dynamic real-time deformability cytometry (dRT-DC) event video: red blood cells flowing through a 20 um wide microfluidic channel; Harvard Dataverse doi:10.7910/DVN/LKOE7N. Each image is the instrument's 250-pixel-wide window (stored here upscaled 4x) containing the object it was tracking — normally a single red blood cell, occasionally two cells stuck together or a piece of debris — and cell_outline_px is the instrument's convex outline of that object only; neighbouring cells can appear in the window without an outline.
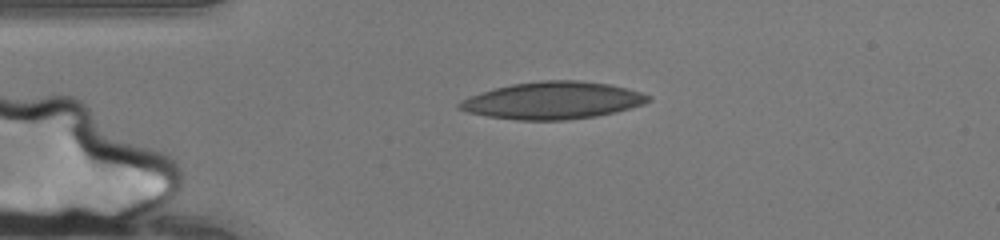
{"species": "human", "species_latin": "Homo sapiens", "temperature_condition": "warm", "stored_images_in_passage": 22, "camera_frame_rate_fps": 3000, "um_per_image_px": 0.085, "donor": {"sex": "female"}, "frame": {"image": 1, "passage_image": 6, "time_ms": 1.667, "image_size_px": [1000, 240], "cell_outline_px": [[652, 100], [644, 104], [616, 112], [596, 116], [564, 120], [516, 120], [488, 116], [468, 112], [456, 108], [456, 104], [460, 100], [468, 96], [496, 88], [512, 84], [540, 80], [580, 80], [608, 84], [628, 88], [652, 96]], "centroid_in_image_um": [46.98, 8.54], "position_along_channel_um": 38.0, "area_um2": 41.15}}
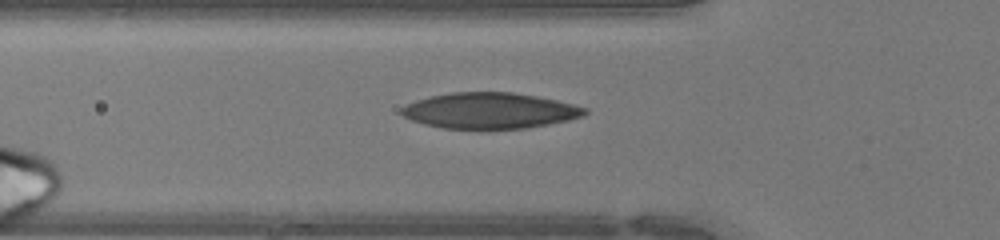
{"frame": {"image": 2, "passage_image": 12, "time_ms": 3.667, "image_size_px": [1000, 240], "cell_outline_px": [[588, 112], [584, 116], [568, 120], [528, 128], [480, 132], [444, 128], [424, 124], [412, 120], [404, 116], [400, 112], [400, 108], [416, 100], [432, 96], [452, 92], [512, 92], [536, 96], [556, 100], [588, 108]], "centroid_in_image_um": [41.64, 9.45], "position_along_channel_um": 84.2, "area_um2": 39.25}}
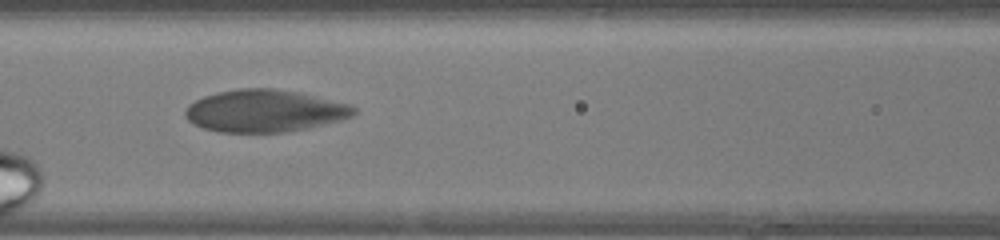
{"frame": {"image": 3, "passage_image": 17, "time_ms": 5.333, "image_size_px": [1000, 240], "cell_outline_px": [[356, 112], [352, 116], [340, 120], [308, 128], [288, 132], [220, 132], [204, 128], [192, 124], [184, 116], [184, 112], [188, 104], [204, 96], [220, 92], [240, 88], [276, 88], [296, 92], [348, 104], [356, 108]], "centroid_in_image_um": [22.45, 9.43], "position_along_channel_um": 144.1, "area_um2": 41.33}}